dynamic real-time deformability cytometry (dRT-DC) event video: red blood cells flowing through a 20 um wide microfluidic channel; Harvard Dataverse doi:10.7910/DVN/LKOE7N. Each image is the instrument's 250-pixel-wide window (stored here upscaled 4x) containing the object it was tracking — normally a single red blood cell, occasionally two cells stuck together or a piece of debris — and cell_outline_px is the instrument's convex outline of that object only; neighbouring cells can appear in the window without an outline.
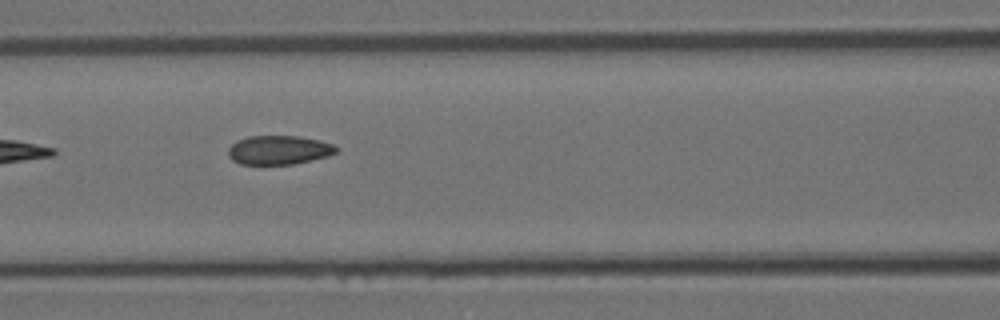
{"species": "Egyptian fruit bat (a non-hibernating species)", "species_latin": "Rousettus aegyptiacus", "temperature_condition": "room temperature", "stored_images_in_passage": 7, "camera_frame_rate_fps": 3000, "um_per_image_px": 0.085, "animal": {"sex": "female"}, "frame": {"image": 1, "passage_image": 6, "time_ms": 1.667, "image_size_px": [1000, 320], "cell_outline_px": [[340, 148], [336, 152], [328, 156], [292, 164], [240, 164], [232, 160], [228, 156], [228, 148], [236, 140], [248, 136], [296, 136], [316, 140], [332, 144]], "centroid_in_image_um": [23.66, 12.75], "position_along_channel_um": 142.9, "area_um2": 18.15}}
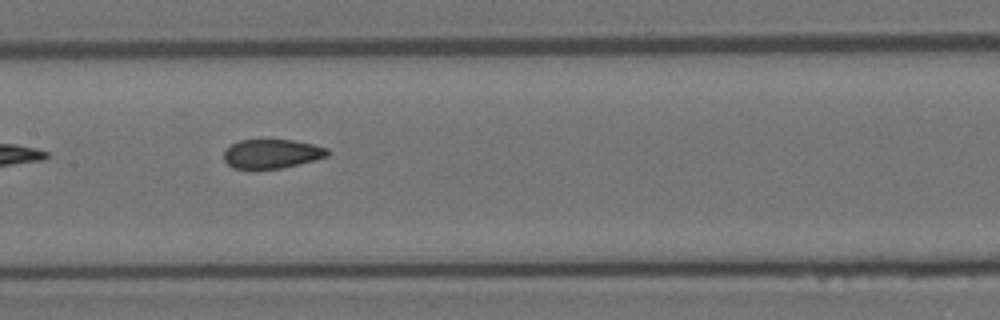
{"frame": {"image": 2, "passage_image": 7, "time_ms": 2.0, "image_size_px": [1000, 320], "cell_outline_px": [[332, 152], [328, 156], [316, 160], [280, 168], [232, 168], [224, 160], [224, 152], [232, 144], [240, 140], [292, 140], [312, 144], [328, 148]], "centroid_in_image_um": [23.15, 13.06], "position_along_channel_um": 184.3, "area_um2": 17.46}}